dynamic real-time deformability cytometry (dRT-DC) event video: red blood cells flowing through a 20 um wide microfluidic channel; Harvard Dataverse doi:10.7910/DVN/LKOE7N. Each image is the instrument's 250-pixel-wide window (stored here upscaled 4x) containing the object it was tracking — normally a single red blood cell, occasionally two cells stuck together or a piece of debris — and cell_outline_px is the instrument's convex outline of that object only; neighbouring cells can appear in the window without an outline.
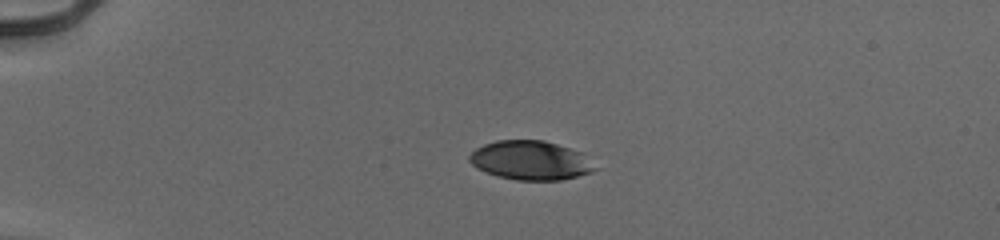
{"species": "human", "species_latin": "Homo sapiens", "temperature_condition": "cold", "stored_images_in_passage": 41, "camera_frame_rate_fps": 3000, "um_per_image_px": 0.085, "donor": {"sex": "male"}, "frame": {"image": 1, "passage_image": 1, "time_ms": 0.0, "image_size_px": [1000, 240], "cell_outline_px": [[600, 168], [576, 176], [560, 180], [516, 180], [496, 176], [484, 172], [476, 168], [468, 160], [468, 156], [476, 148], [484, 144], [496, 140], [544, 140], [580, 152]], "centroid_in_image_um": [45.05, 13.63], "position_along_channel_um": 39.9, "area_um2": 28.55}}
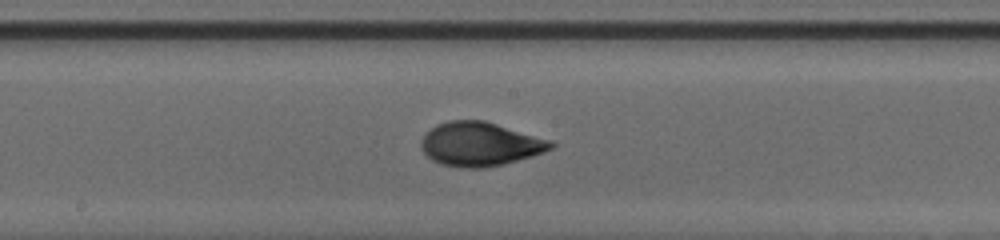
{"frame": {"image": 2, "passage_image": 18, "time_ms": 5.667, "image_size_px": [1000, 240], "cell_outline_px": [[556, 144], [552, 148], [544, 152], [532, 156], [484, 168], [464, 168], [440, 164], [432, 160], [420, 148], [420, 140], [424, 132], [436, 124], [448, 120], [484, 120], [548, 140]], "centroid_in_image_um": [40.72, 12.24], "position_along_channel_um": 207.5, "area_um2": 33.06}}
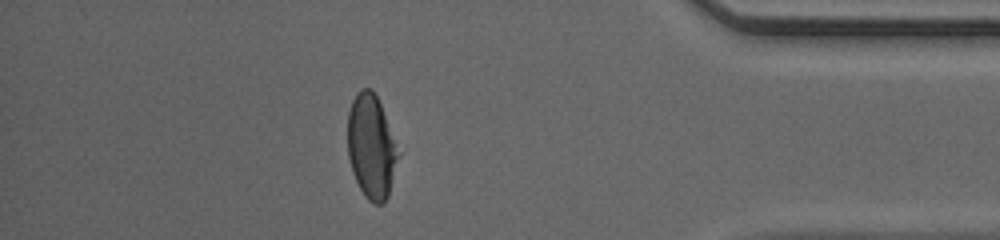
{"frame": {"image": 3, "passage_image": 35, "time_ms": 11.333, "image_size_px": [1000, 240], "cell_outline_px": [[400, 152], [388, 196], [384, 204], [376, 204], [368, 200], [364, 196], [352, 172], [348, 156], [348, 112], [352, 100], [356, 92], [364, 88], [372, 88], [380, 104]], "centroid_in_image_um": [31.56, 12.47], "position_along_channel_um": 403.6, "area_um2": 30.58}, "authors_computed_cell_mechanics": {"area_um2": 31.9056, "velocity_mm_per_s": 3.9746, "shape_relaxation_time_tau1_ms": 4.1422, "shape_relaxation_time_tau2_ms": 1.0167, "deformation_change_tau1": 0.1822, "deformation_change_tau2": 0.0561}}